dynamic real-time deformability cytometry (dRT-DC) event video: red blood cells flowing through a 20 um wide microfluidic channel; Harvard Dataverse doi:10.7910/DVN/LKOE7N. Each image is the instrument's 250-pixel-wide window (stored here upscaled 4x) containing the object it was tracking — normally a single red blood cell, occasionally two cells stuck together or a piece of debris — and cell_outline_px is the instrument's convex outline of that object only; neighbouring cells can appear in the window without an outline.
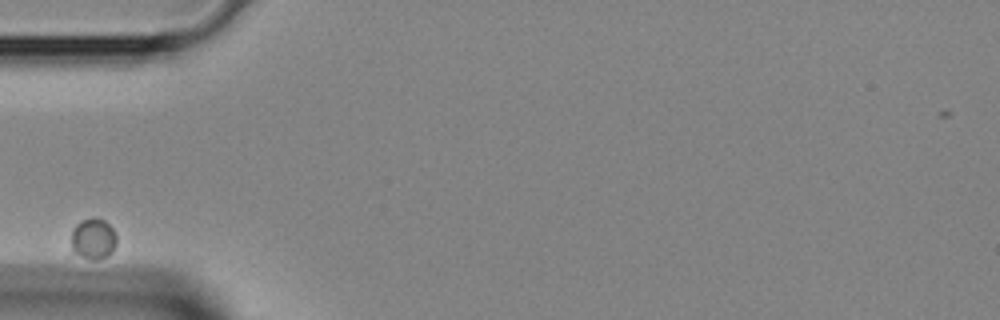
{"species": "Egyptian fruit bat (a non-hibernating species)", "species_latin": "Rousettus aegyptiacus", "temperature_condition": "room temperature", "stored_images_in_passage": 6, "camera_frame_rate_fps": 3000, "um_per_image_px": 0.085, "animal": {"sex": "female"}, "frame": {"image": 1, "passage_image": 1, "time_ms": 0.0, "image_size_px": [1000, 320], "cell_outline_px": [[116, 244], [112, 252], [108, 256], [96, 260], [92, 260], [80, 256], [72, 252], [72, 232], [76, 224], [80, 220], [104, 220], [112, 228], [116, 236]], "centroid_in_image_um": [7.92, 20.35], "position_along_channel_um": 77.1, "area_um2": 10.64}}
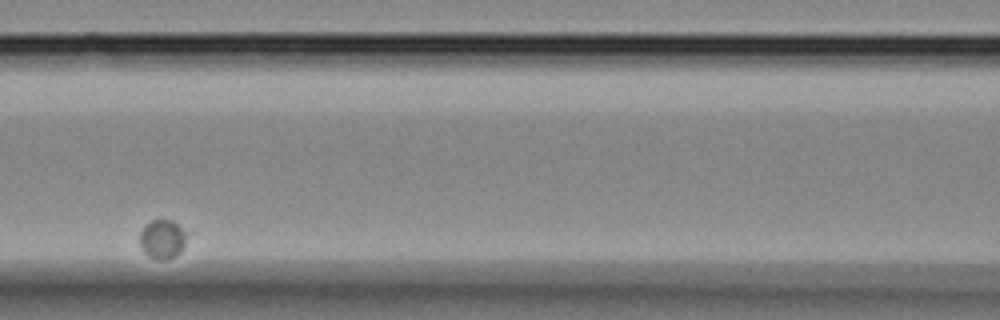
{"frame": {"image": 2, "passage_image": 3, "time_ms": 0.667, "image_size_px": [1000, 320], "cell_outline_px": [[184, 244], [180, 252], [176, 256], [164, 260], [160, 260], [148, 256], [144, 252], [140, 244], [140, 232], [152, 220], [172, 220], [184, 232]], "centroid_in_image_um": [13.77, 20.36], "position_along_channel_um": 152.8, "area_um2": 10.29}}
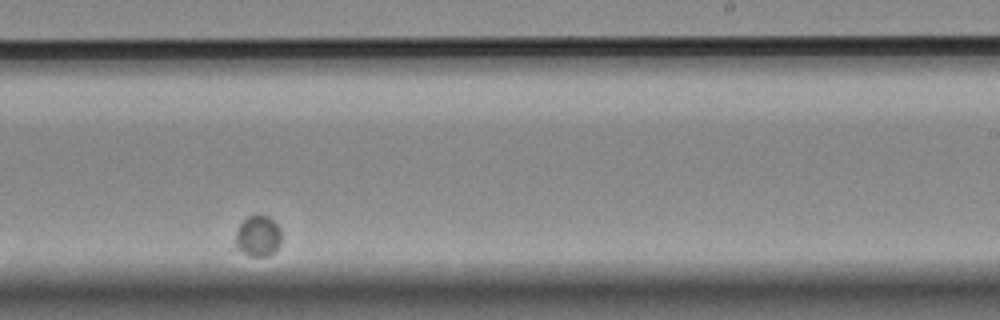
{"frame": {"image": 3, "passage_image": 6, "time_ms": 1.667, "image_size_px": [1000, 320], "cell_outline_px": [[280, 244], [268, 256], [248, 256], [236, 244], [236, 232], [240, 224], [248, 216], [268, 216], [280, 228]], "centroid_in_image_um": [21.94, 20.06], "position_along_channel_um": 267.1, "area_um2": 10.58}}